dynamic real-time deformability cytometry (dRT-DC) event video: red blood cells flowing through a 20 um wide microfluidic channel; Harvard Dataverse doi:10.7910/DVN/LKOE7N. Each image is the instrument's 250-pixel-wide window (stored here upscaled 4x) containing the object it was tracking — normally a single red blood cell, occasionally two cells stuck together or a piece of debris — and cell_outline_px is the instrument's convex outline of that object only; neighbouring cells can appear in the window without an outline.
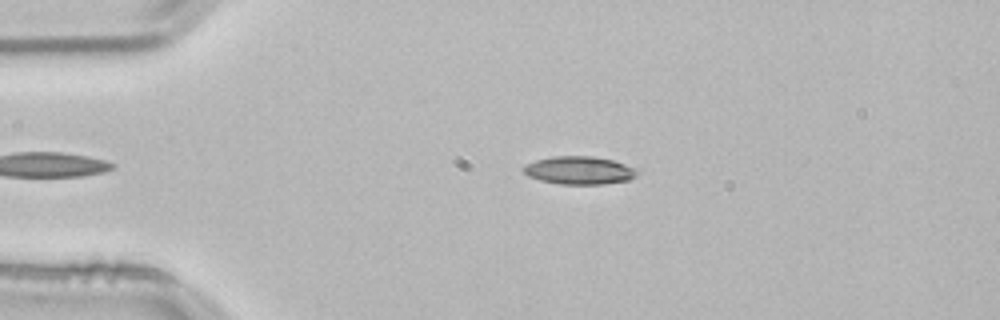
{"species": "common noctule bat (a hibernating species)", "species_latin": "Nyctalus noctula", "temperature_condition": "room temperature", "stored_images_in_passage": 39, "camera_frame_rate_fps": 3000, "um_per_image_px": 0.085, "animal": {"sex": "male", "body_mass_g": 21.5, "forearm_length_mm": 52.0}, "frame": {"image": 1, "passage_image": 3, "time_ms": 0.667, "image_size_px": [1000, 320], "cell_outline_px": [[640, 172], [636, 176], [628, 180], [604, 184], [560, 184], [540, 180], [528, 176], [524, 172], [524, 168], [528, 164], [536, 160], [552, 156], [592, 156], [612, 160], [624, 164]], "centroid_in_image_um": [49.25, 14.48], "position_along_channel_um": 35.8, "area_um2": 18.32}}
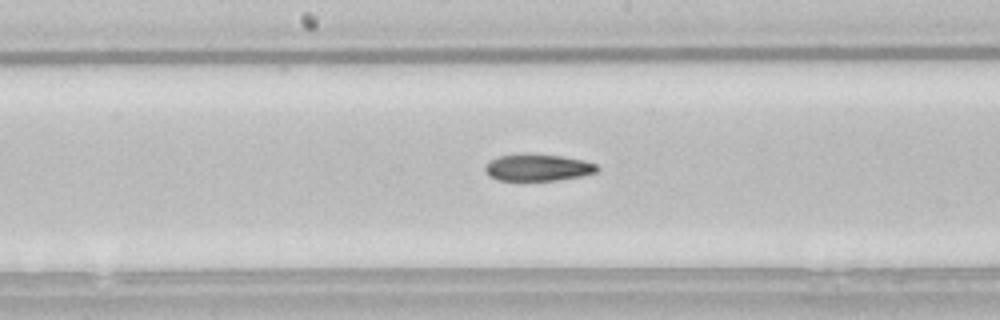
{"frame": {"image": 2, "passage_image": 19, "time_ms": 6.0, "image_size_px": [1000, 320], "cell_outline_px": [[600, 168], [596, 172], [580, 176], [556, 180], [500, 180], [488, 176], [484, 168], [488, 160], [500, 156], [524, 152], [528, 152], [560, 156], [584, 160], [596, 164]], "centroid_in_image_um": [45.68, 14.21], "position_along_channel_um": 202.5, "area_um2": 17.74}}
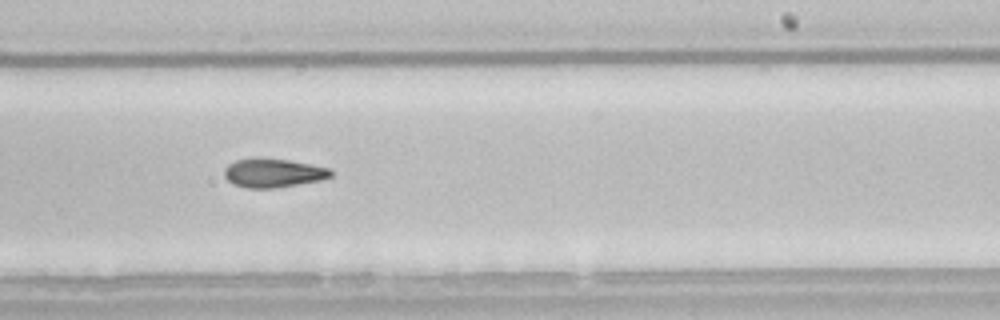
{"frame": {"image": 3, "passage_image": 24, "time_ms": 7.667, "image_size_px": [1000, 320], "cell_outline_px": [[332, 176], [320, 180], [276, 188], [248, 188], [232, 184], [224, 176], [224, 168], [228, 164], [236, 160], [288, 160], [312, 164], [328, 168], [332, 172]], "centroid_in_image_um": [23.22, 14.73], "position_along_channel_um": 265.8, "area_um2": 17.4}, "authors_computed_cell_mechanics": {"area_um2": 18.0336, "velocity_mm_per_s": 3.8195, "shape_relaxation_time_tau1_ms": null, "shape_relaxation_time_tau2_ms": 8.169, "deformation_change_tau1": null, "deformation_change_tau2": 0.1752}}